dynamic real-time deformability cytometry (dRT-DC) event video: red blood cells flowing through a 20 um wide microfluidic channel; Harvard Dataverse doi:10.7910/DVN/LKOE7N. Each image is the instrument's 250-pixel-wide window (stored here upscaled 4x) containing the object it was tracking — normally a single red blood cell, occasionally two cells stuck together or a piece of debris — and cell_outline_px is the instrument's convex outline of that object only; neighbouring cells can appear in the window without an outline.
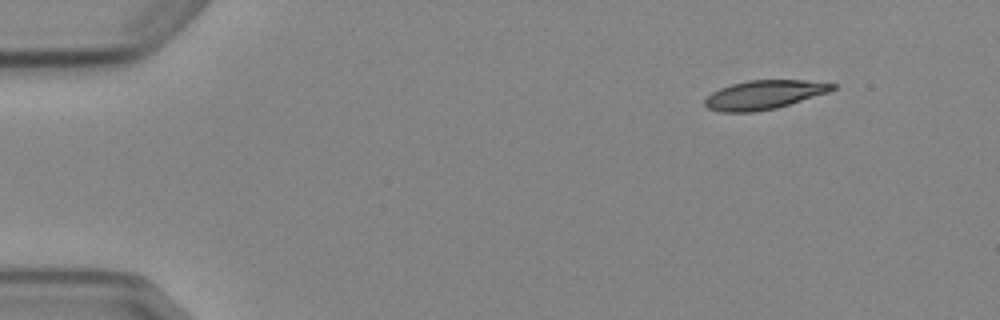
{"species": "Egyptian fruit bat (a non-hibernating species)", "species_latin": "Rousettus aegyptiacus", "temperature_condition": "cold", "stored_images_in_passage": 5, "camera_frame_rate_fps": 3000, "um_per_image_px": 0.085, "animal": {"sex": "female"}, "frame": {"image": 1, "passage_image": 1, "time_ms": 0.0, "image_size_px": [1000, 320], "cell_outline_px": [[836, 88], [828, 92], [776, 108], [756, 112], [720, 112], [708, 108], [704, 104], [704, 100], [712, 92], [720, 88], [732, 84], [748, 80], [804, 80], [836, 84]], "centroid_in_image_um": [64.92, 8.06], "position_along_channel_um": 20.1, "area_um2": 21.39}}
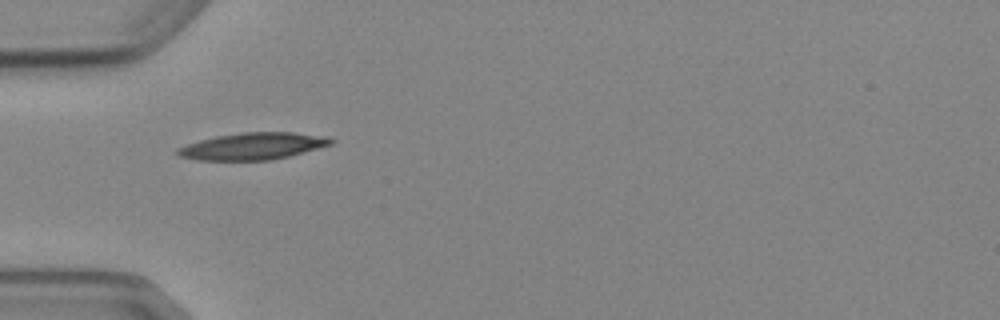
{"frame": {"image": 2, "passage_image": 4, "time_ms": 3.667, "image_size_px": [1000, 320], "cell_outline_px": [[336, 140], [332, 144], [288, 156], [272, 160], [196, 160], [180, 156], [176, 152], [176, 148], [200, 140], [216, 136], [240, 132], [292, 132], [328, 136]], "centroid_in_image_um": [21.51, 12.42], "position_along_channel_um": 63.5, "area_um2": 24.04}}
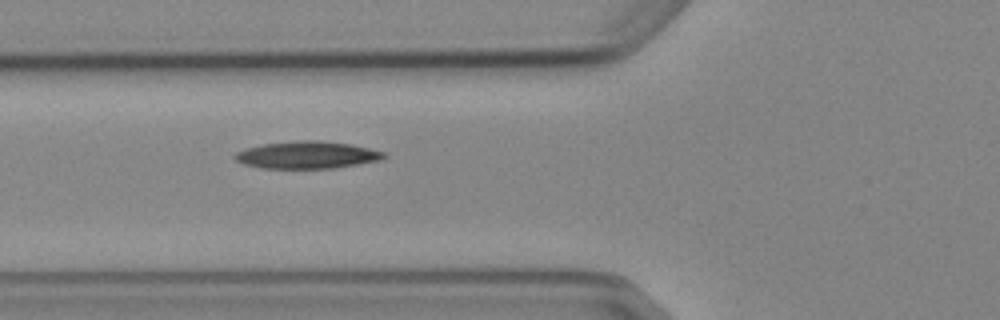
{"frame": {"image": 3, "passage_image": 5, "time_ms": 4.667, "image_size_px": [1000, 320], "cell_outline_px": [[388, 156], [380, 160], [332, 168], [260, 168], [244, 164], [236, 160], [232, 156], [236, 152], [260, 144], [300, 140], [316, 140], [352, 144], [384, 152]], "centroid_in_image_um": [26.08, 13.16], "position_along_channel_um": 99.7, "area_um2": 23.58}}